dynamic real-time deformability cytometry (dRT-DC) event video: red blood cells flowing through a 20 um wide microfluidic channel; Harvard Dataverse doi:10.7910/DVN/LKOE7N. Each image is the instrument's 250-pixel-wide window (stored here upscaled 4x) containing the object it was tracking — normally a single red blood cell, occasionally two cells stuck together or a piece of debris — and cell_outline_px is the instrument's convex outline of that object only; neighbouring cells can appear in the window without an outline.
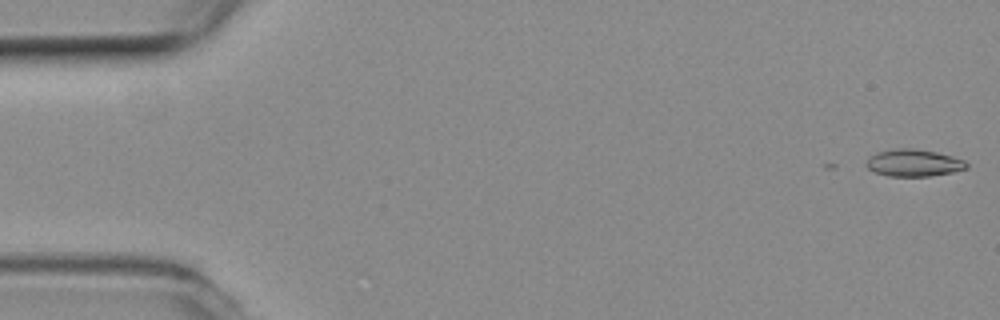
{"species": "common noctule bat (a hibernating species)", "species_latin": "Nyctalus noctula", "temperature_condition": "room temperature", "stored_images_in_passage": 5, "camera_frame_rate_fps": 3000, "um_per_image_px": 0.085, "animal": {"sex": "female", "body_mass_g": 19.3, "forearm_length_mm": 54.1}, "frame": {"image": 1, "passage_image": 1, "time_ms": 0.0, "image_size_px": [1000, 320], "cell_outline_px": [[968, 168], [952, 172], [928, 176], [888, 176], [876, 172], [868, 168], [864, 164], [868, 156], [876, 152], [896, 148], [916, 148], [936, 152], [952, 156], [964, 160], [968, 164]], "centroid_in_image_um": [77.63, 13.83], "position_along_channel_um": 7.4, "area_um2": 15.95}}